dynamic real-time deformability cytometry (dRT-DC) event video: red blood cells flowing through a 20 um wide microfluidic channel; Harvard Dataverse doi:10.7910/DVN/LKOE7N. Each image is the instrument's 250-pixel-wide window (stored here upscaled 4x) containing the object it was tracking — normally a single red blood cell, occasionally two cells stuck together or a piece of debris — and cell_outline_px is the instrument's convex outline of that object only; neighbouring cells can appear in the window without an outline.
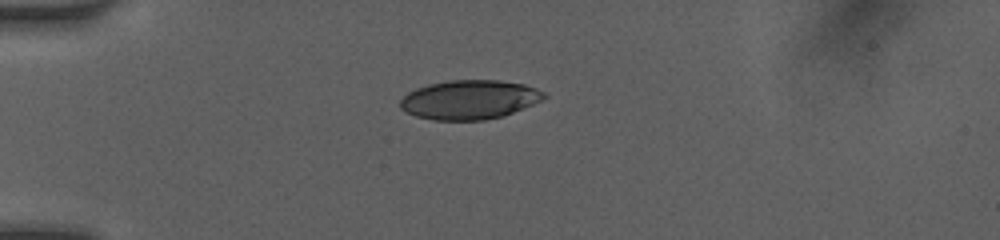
{"species": "human", "species_latin": "Homo sapiens", "temperature_condition": "room temperature", "stored_images_in_passage": 7, "camera_frame_rate_fps": 3000, "um_per_image_px": 0.085, "donor": {"sex": "female"}, "frame": {"image": 1, "passage_image": 1, "time_ms": 0.0, "image_size_px": [1000, 240], "cell_outline_px": [[548, 96], [532, 104], [504, 116], [484, 120], [432, 120], [416, 116], [404, 112], [400, 108], [400, 100], [408, 92], [416, 88], [428, 84], [448, 80], [500, 80], [524, 84], [536, 88], [544, 92]], "centroid_in_image_um": [39.88, 8.47], "position_along_channel_um": 45.1, "area_um2": 32.95}}
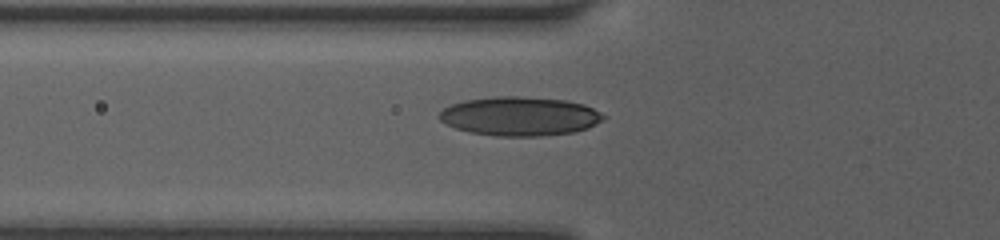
{"frame": {"image": 2, "passage_image": 6, "time_ms": 1.667, "image_size_px": [1000, 240], "cell_outline_px": [[604, 116], [600, 120], [588, 128], [572, 132], [540, 136], [496, 136], [472, 132], [456, 128], [440, 120], [440, 112], [444, 108], [452, 104], [464, 100], [492, 96], [524, 96], [568, 100], [584, 104], [600, 112]], "centroid_in_image_um": [44.17, 9.86], "position_along_channel_um": 81.6, "area_um2": 37.11}}